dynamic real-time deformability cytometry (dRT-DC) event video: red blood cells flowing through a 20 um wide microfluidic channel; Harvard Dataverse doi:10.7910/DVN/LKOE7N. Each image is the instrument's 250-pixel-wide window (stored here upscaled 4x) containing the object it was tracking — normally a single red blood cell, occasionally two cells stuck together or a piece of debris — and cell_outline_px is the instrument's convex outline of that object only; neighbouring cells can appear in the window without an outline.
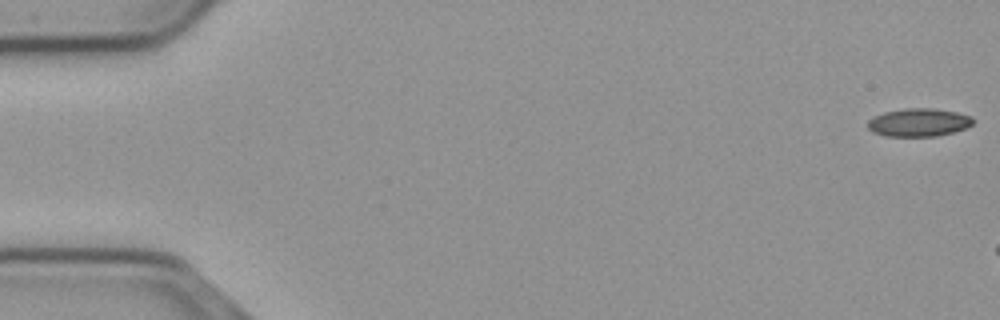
{"species": "common noctule bat (a hibernating species)", "species_latin": "Nyctalus noctula", "temperature_condition": "cold", "stored_images_in_passage": 8, "camera_frame_rate_fps": 3000, "um_per_image_px": 0.085, "animal": {"sex": "male", "body_mass_g": 23.1, "forearm_length_mm": 52.7}, "frame": {"image": 1, "passage_image": 1, "time_ms": 0.0, "image_size_px": [1000, 320], "cell_outline_px": [[972, 124], [964, 128], [952, 132], [936, 136], [884, 136], [872, 132], [868, 128], [868, 120], [884, 112], [904, 108], [932, 108], [956, 112], [972, 116]], "centroid_in_image_um": [78.06, 10.4], "position_along_channel_um": 6.9, "area_um2": 17.11}}